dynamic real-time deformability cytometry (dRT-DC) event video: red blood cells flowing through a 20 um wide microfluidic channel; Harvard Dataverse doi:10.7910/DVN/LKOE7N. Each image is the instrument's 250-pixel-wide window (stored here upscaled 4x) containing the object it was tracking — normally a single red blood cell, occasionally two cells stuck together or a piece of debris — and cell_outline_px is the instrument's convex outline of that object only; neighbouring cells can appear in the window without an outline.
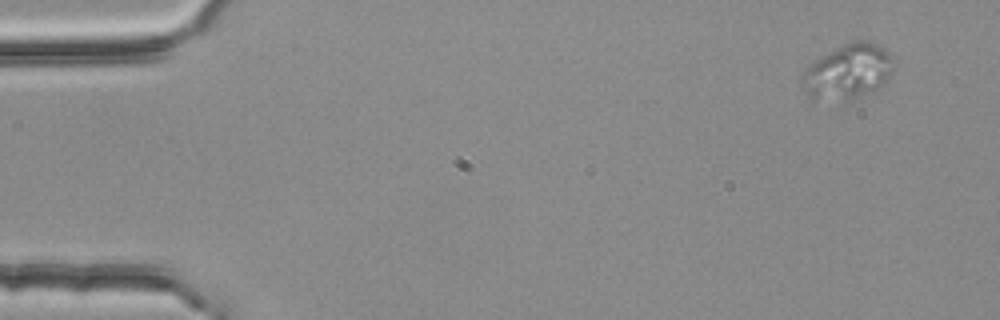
{"species": "common noctule bat (a hibernating species)", "species_latin": "Nyctalus noctula", "temperature_condition": "room temperature", "stored_images_in_passage": 5, "segment_of_instrument_passage": [1, 2], "camera_frame_rate_fps": 3000, "um_per_image_px": 0.085, "animal": {"sex": "female", "body_mass_g": 25.1}, "frame": {"image": 1, "passage_image": 2, "time_ms": 0.333, "image_size_px": [1000, 320], "cell_outline_px": [[892, 68], [888, 80], [876, 92], [852, 100], [812, 100], [804, 88], [804, 72], [816, 60], [844, 44], [852, 40], [868, 40], [884, 48], [888, 52]], "centroid_in_image_um": [72.12, 6.13], "position_along_channel_um": 12.9, "area_um2": 29.02}}